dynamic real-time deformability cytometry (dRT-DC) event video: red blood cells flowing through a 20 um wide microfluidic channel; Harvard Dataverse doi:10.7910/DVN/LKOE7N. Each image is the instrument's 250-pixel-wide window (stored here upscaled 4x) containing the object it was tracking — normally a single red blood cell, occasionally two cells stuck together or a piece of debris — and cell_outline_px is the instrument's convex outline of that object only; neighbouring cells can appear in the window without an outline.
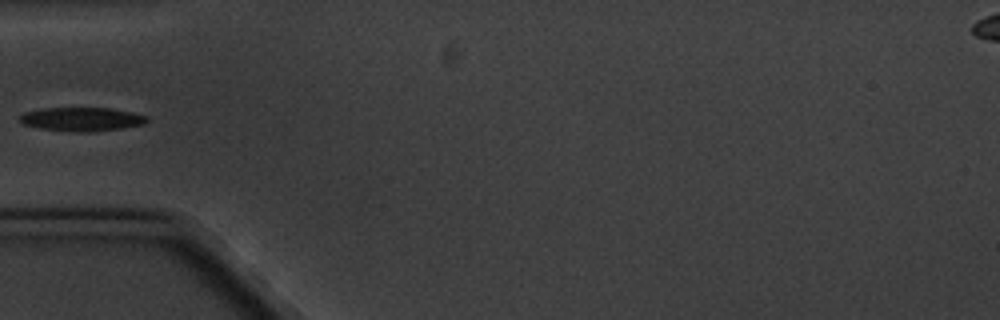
{"species": "common noctule bat (a hibernating species)", "species_latin": "Nyctalus noctula", "temperature_condition": "cold", "stored_images_in_passage": 6, "camera_frame_rate_fps": 3000, "um_per_image_px": 0.085, "animal": {"sex": "male", "body_mass_g": 20.1, "forearm_length_mm": 53.5}, "frame": {"image": 1, "passage_image": 6, "time_ms": 5.667, "image_size_px": [1000, 320], "cell_outline_px": [[148, 120], [144, 124], [120, 128], [92, 132], [72, 132], [40, 128], [24, 124], [20, 120], [20, 116], [24, 112], [44, 108], [112, 108], [132, 112], [148, 116]], "centroid_in_image_um": [6.97, 10.13], "position_along_channel_um": 78.0, "area_um2": 17.57}}